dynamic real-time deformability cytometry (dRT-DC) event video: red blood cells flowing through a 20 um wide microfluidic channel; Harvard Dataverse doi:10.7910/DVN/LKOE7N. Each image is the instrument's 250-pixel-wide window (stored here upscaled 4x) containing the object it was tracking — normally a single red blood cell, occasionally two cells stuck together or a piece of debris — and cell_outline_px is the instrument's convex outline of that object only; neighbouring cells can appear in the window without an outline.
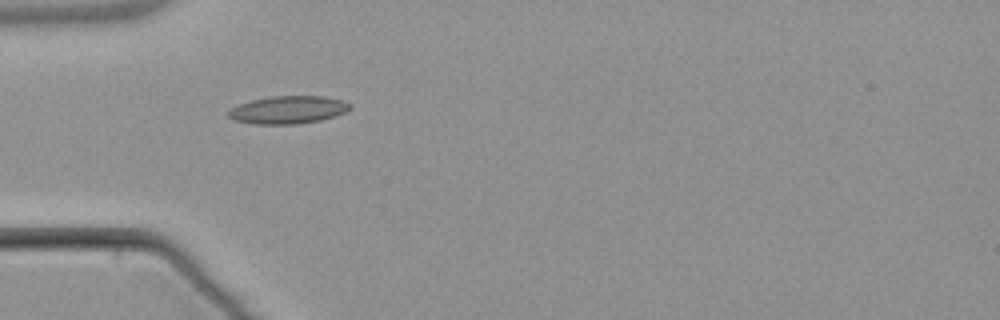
{"species": "common noctule bat (a hibernating species)", "species_latin": "Nyctalus noctula", "temperature_condition": "warm", "stored_images_in_passage": 7, "camera_frame_rate_fps": 3000, "um_per_image_px": 0.085, "animal": {"sex": "male", "body_mass_g": 21.5, "forearm_length_mm": 52.0}, "frame": {"image": 1, "passage_image": 4, "time_ms": 5.333, "image_size_px": [1000, 320], "cell_outline_px": [[352, 108], [344, 112], [320, 120], [296, 124], [252, 124], [232, 120], [228, 116], [228, 112], [236, 104], [252, 100], [272, 96], [324, 96], [340, 100], [352, 104]], "centroid_in_image_um": [24.44, 9.33], "position_along_channel_um": 60.6, "area_um2": 19.65}}
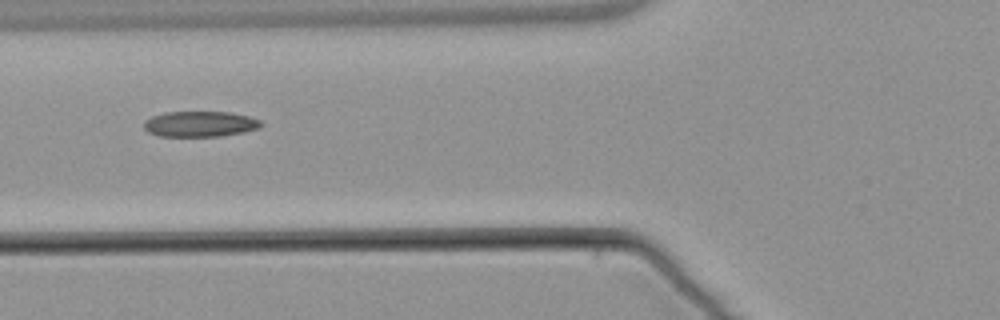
{"frame": {"image": 2, "passage_image": 5, "time_ms": 6.667, "image_size_px": [1000, 320], "cell_outline_px": [[264, 124], [260, 128], [244, 132], [220, 136], [160, 136], [148, 132], [144, 128], [144, 120], [152, 116], [164, 112], [232, 112], [248, 116], [260, 120]], "centroid_in_image_um": [17.02, 10.53], "position_along_channel_um": 108.8, "area_um2": 17.57}}